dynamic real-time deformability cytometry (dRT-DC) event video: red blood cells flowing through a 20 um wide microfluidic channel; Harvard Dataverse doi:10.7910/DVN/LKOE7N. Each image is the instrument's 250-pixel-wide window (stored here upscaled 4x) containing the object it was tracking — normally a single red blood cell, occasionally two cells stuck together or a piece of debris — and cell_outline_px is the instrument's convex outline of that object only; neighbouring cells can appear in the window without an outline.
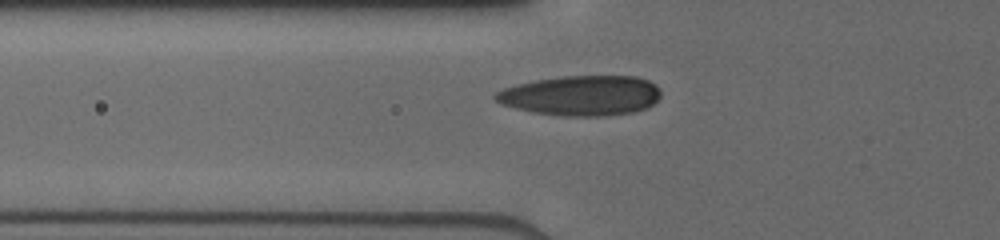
{"species": "human", "species_latin": "Homo sapiens", "temperature_condition": "cold", "stored_images_in_passage": 34, "camera_frame_rate_fps": 3000, "um_per_image_px": 0.085, "donor": {"sex": "male"}, "frame": {"image": 1, "passage_image": 2, "time_ms": 0.333, "image_size_px": [1000, 240], "cell_outline_px": [[660, 96], [648, 108], [632, 112], [604, 116], [560, 116], [532, 112], [500, 104], [492, 96], [496, 92], [504, 88], [516, 84], [536, 80], [560, 76], [636, 76], [648, 80], [656, 84], [660, 88]], "centroid_in_image_um": [49.4, 8.12], "position_along_channel_um": 76.4, "area_um2": 38.84}}
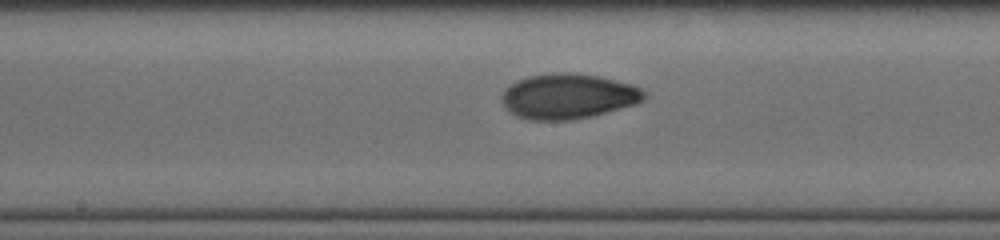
{"frame": {"image": 2, "passage_image": 17, "time_ms": 3.333, "image_size_px": [1000, 240], "cell_outline_px": [[644, 100], [636, 104], [592, 116], [572, 120], [532, 120], [516, 116], [504, 108], [500, 100], [500, 96], [504, 88], [528, 76], [552, 72], [576, 72], [600, 76], [632, 84], [640, 88], [644, 92]], "centroid_in_image_um": [48.26, 8.18], "position_along_channel_um": 199.9, "area_um2": 37.86}}
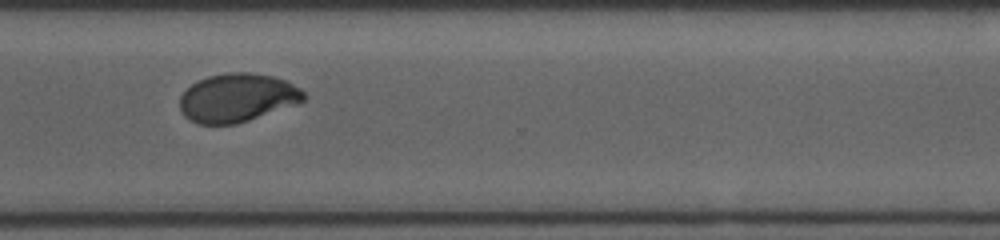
{"frame": {"image": 3, "passage_image": 33, "time_ms": 7.0, "image_size_px": [1000, 240], "cell_outline_px": [[308, 96], [300, 104], [236, 124], [200, 124], [184, 116], [180, 108], [180, 96], [196, 80], [208, 76], [228, 72], [252, 72], [272, 76], [288, 80], [300, 88]], "centroid_in_image_um": [20.23, 8.3], "position_along_channel_um": 350.4, "area_um2": 35.43}}